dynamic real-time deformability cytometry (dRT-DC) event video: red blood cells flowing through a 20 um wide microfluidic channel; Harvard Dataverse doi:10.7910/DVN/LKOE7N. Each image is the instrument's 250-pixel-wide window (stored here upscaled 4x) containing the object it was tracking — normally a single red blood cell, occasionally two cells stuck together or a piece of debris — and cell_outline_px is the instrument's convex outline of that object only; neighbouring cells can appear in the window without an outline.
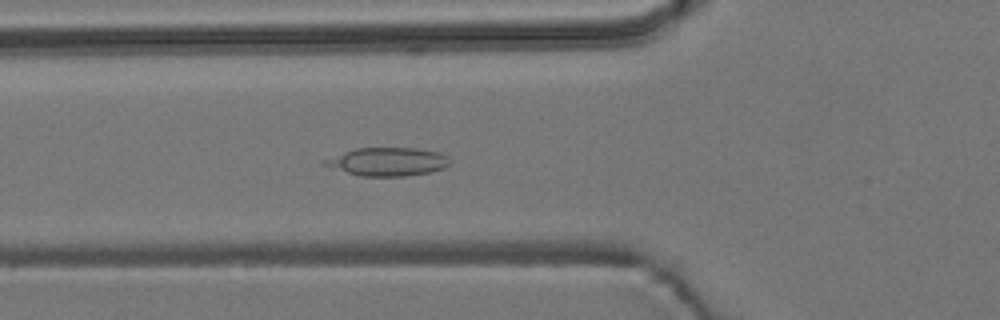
{"species": "common noctule bat (a hibernating species)", "species_latin": "Nyctalus noctula", "temperature_condition": "room temperature", "stored_images_in_passage": 59, "camera_frame_rate_fps": 3000, "um_per_image_px": 0.085, "animal": {"sex": "male", "body_mass_g": 19.2, "forearm_length_mm": 51.8}, "frame": {"image": 1, "passage_image": 20, "time_ms": 6.333, "image_size_px": [1000, 320], "cell_outline_px": [[452, 160], [444, 168], [432, 172], [404, 176], [360, 176], [320, 164], [320, 160], [356, 148], [416, 148], [440, 152], [448, 156]], "centroid_in_image_um": [32.95, 13.74], "position_along_channel_um": 92.8, "area_um2": 20.81}}
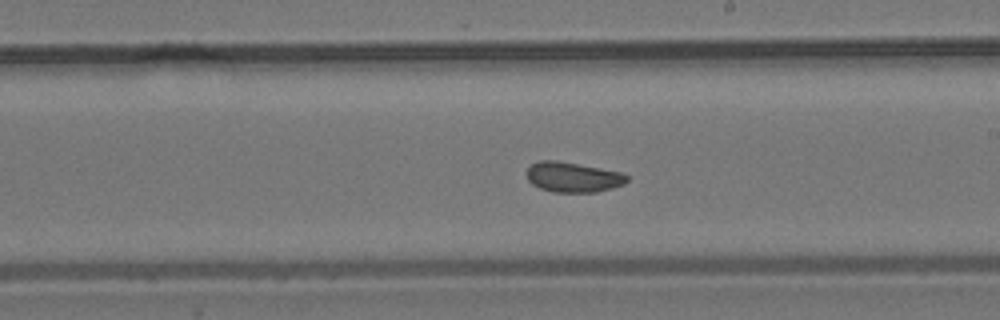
{"frame": {"image": 2, "passage_image": 32, "time_ms": 10.333, "image_size_px": [1000, 320], "cell_outline_px": [[628, 180], [624, 184], [612, 188], [596, 192], [552, 192], [540, 188], [532, 184], [528, 180], [524, 172], [532, 164], [540, 160], [556, 160], [624, 172], [628, 176]], "centroid_in_image_um": [48.7, 15.05], "position_along_channel_um": 240.3, "area_um2": 17.8}}
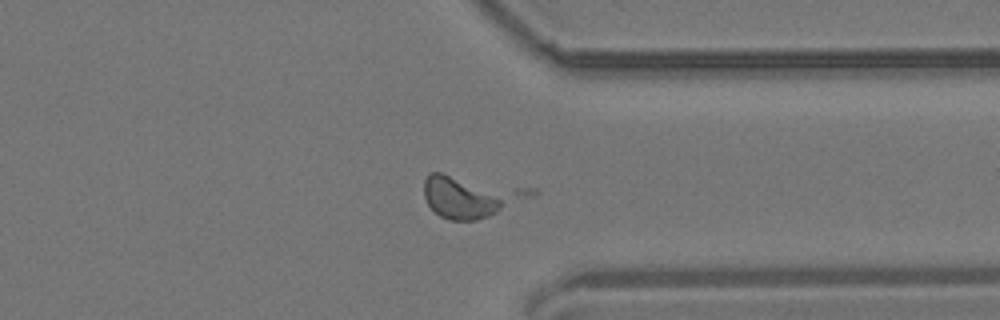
{"frame": {"image": 3, "passage_image": 43, "time_ms": 14.0, "image_size_px": [1000, 320], "cell_outline_px": [[540, 192], [536, 196], [488, 216], [476, 220], [452, 220], [440, 216], [428, 204], [424, 196], [424, 180], [432, 172], [440, 172], [540, 188]], "centroid_in_image_um": [40.13, 16.65], "position_along_channel_um": 371.3, "area_um2": 26.82}, "authors_computed_cell_mechanics": {"area_um2": 19.7676, "velocity_mm_per_s": 3.6779, "shape_relaxation_time_tau1_ms": 1.6372, "shape_relaxation_time_tau2_ms": null, "deformation_change_tau1": 0.0663, "deformation_change_tau2": null}}